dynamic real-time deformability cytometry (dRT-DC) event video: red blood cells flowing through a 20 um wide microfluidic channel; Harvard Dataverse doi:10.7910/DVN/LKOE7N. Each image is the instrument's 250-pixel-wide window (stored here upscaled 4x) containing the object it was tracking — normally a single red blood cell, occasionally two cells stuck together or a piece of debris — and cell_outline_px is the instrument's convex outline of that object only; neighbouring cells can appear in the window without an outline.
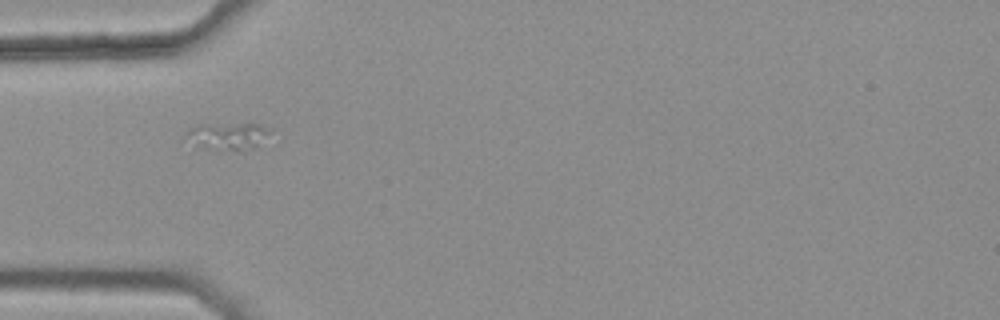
{"species": "common noctule bat (a hibernating species)", "species_latin": "Nyctalus noctula", "temperature_condition": "warm", "stored_images_in_passage": 33, "camera_frame_rate_fps": 3000, "um_per_image_px": 0.085, "animal": {"sex": "female", "body_mass_g": 25.1}, "frame": {"image": 1, "passage_image": 1, "time_ms": 0.0, "image_size_px": [1000, 320], "cell_outline_px": [[272, 128], [268, 140], [244, 152], [208, 148], [196, 144], [184, 136], [184, 132], [200, 124], [256, 124]], "centroid_in_image_um": [19.46, 11.57], "position_along_channel_um": 65.5, "area_um2": 13.47}}
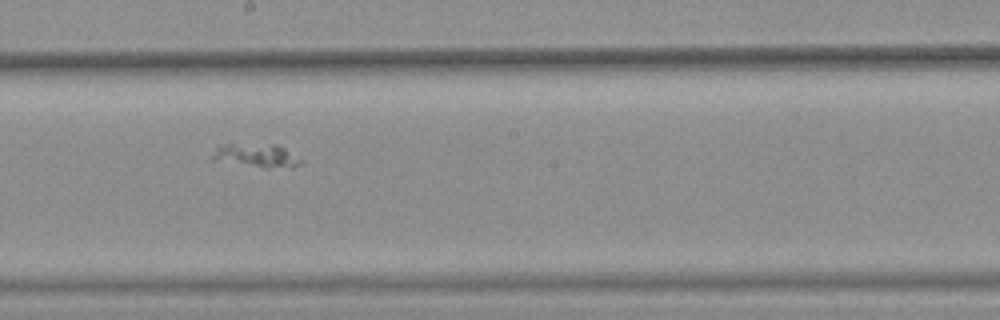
{"frame": {"image": 2, "passage_image": 14, "time_ms": 4.333, "image_size_px": [1000, 320], "cell_outline_px": [[304, 160], [300, 164], [292, 168], [264, 168], [212, 160], [212, 156], [216, 148], [224, 144], [276, 144], [284, 148]], "centroid_in_image_um": [21.85, 13.24], "position_along_channel_um": 226.4, "area_um2": 12.25}}
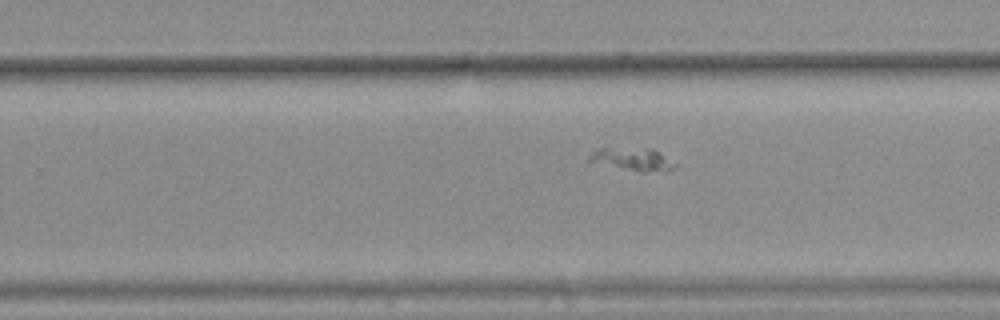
{"frame": {"image": 3, "passage_image": 18, "time_ms": 5.667, "image_size_px": [1000, 320], "cell_outline_px": [[680, 164], [676, 168], [668, 172], [640, 172], [588, 164], [588, 156], [592, 152], [600, 148], [652, 148]], "centroid_in_image_um": [53.78, 13.58], "position_along_channel_um": 276.0, "area_um2": 12.25}}